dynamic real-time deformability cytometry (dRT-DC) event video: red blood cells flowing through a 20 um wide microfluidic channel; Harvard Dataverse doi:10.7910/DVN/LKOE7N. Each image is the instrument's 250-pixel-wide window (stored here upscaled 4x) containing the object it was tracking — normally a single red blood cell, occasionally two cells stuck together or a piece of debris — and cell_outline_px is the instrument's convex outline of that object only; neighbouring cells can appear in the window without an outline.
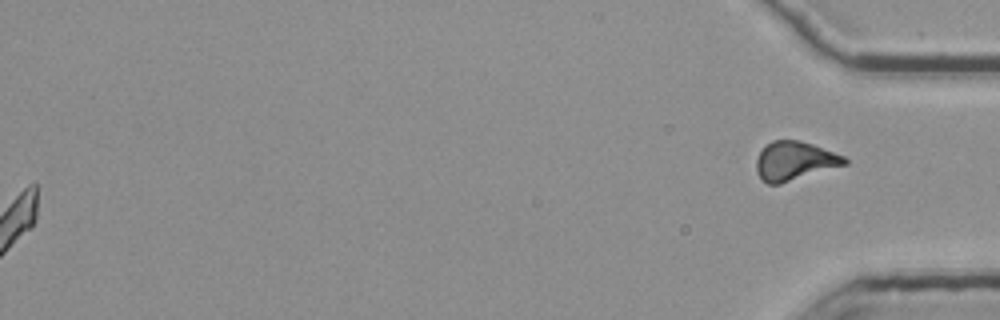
{"species": "common noctule bat (a hibernating species)", "species_latin": "Nyctalus noctula", "temperature_condition": "room temperature", "stored_images_in_passage": 55, "segment_of_instrument_passage": [2, 2], "camera_frame_rate_fps": 3000, "um_per_image_px": 0.085, "animal": {"sex": "female", "body_mass_g": 25.1}, "frame": {"image": 1, "passage_image": 55, "time_ms": 18.0, "image_size_px": [1000, 320], "cell_outline_px": [[848, 164], [780, 184], [768, 184], [756, 172], [756, 160], [764, 144], [772, 140], [800, 140], [812, 144], [844, 156], [848, 160]], "centroid_in_image_um": [67.53, 13.67], "position_along_channel_um": 367.7, "area_um2": 20.0}}